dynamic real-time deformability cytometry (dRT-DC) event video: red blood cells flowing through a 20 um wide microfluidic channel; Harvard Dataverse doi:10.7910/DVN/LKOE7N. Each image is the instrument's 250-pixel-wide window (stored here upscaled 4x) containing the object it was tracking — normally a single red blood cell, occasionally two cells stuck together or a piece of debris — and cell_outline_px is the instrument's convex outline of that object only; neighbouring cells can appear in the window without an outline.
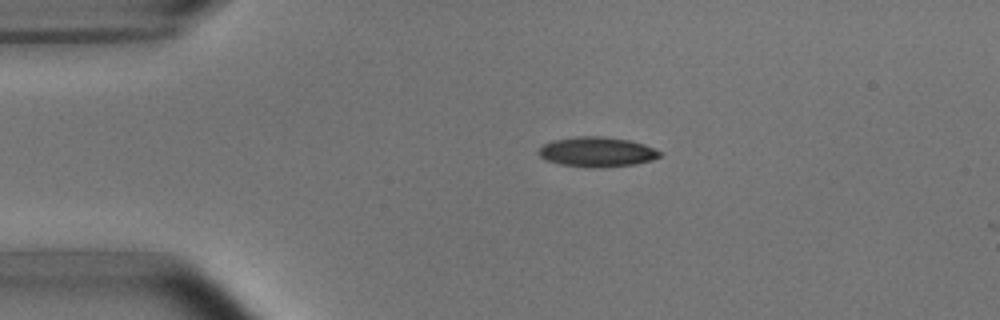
{"species": "common noctule bat (a hibernating species)", "species_latin": "Nyctalus noctula", "temperature_condition": "room temperature", "stored_images_in_passage": 2, "camera_frame_rate_fps": 3000, "um_per_image_px": 0.085, "animal": {"sex": "male", "body_mass_g": 15.6}, "frame": {"image": 1, "passage_image": 1, "time_ms": 0.0, "image_size_px": [1000, 320], "cell_outline_px": [[664, 152], [660, 156], [652, 160], [636, 164], [600, 168], [596, 168], [560, 164], [548, 160], [540, 156], [536, 152], [544, 144], [552, 140], [580, 136], [604, 136], [628, 140], [644, 144]], "centroid_in_image_um": [50.77, 12.91], "position_along_channel_um": 34.2, "area_um2": 21.15}}